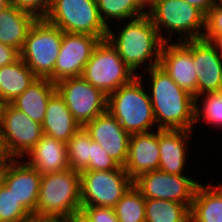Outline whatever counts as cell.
<instances>
[{"instance_id": "cell-42", "label": "cell", "mask_w": 222, "mask_h": 222, "mask_svg": "<svg viewBox=\"0 0 222 222\" xmlns=\"http://www.w3.org/2000/svg\"><path fill=\"white\" fill-rule=\"evenodd\" d=\"M72 222H87L80 214Z\"/></svg>"}, {"instance_id": "cell-8", "label": "cell", "mask_w": 222, "mask_h": 222, "mask_svg": "<svg viewBox=\"0 0 222 222\" xmlns=\"http://www.w3.org/2000/svg\"><path fill=\"white\" fill-rule=\"evenodd\" d=\"M81 76L107 96L136 77L107 39L95 46Z\"/></svg>"}, {"instance_id": "cell-13", "label": "cell", "mask_w": 222, "mask_h": 222, "mask_svg": "<svg viewBox=\"0 0 222 222\" xmlns=\"http://www.w3.org/2000/svg\"><path fill=\"white\" fill-rule=\"evenodd\" d=\"M99 42L97 36L63 32L59 55L53 69V83L81 76Z\"/></svg>"}, {"instance_id": "cell-35", "label": "cell", "mask_w": 222, "mask_h": 222, "mask_svg": "<svg viewBox=\"0 0 222 222\" xmlns=\"http://www.w3.org/2000/svg\"><path fill=\"white\" fill-rule=\"evenodd\" d=\"M222 34V5L218 2L206 15V28L203 38L211 41L216 35Z\"/></svg>"}, {"instance_id": "cell-17", "label": "cell", "mask_w": 222, "mask_h": 222, "mask_svg": "<svg viewBox=\"0 0 222 222\" xmlns=\"http://www.w3.org/2000/svg\"><path fill=\"white\" fill-rule=\"evenodd\" d=\"M192 55L197 72V96L222 91V56L204 39H192Z\"/></svg>"}, {"instance_id": "cell-1", "label": "cell", "mask_w": 222, "mask_h": 222, "mask_svg": "<svg viewBox=\"0 0 222 222\" xmlns=\"http://www.w3.org/2000/svg\"><path fill=\"white\" fill-rule=\"evenodd\" d=\"M115 26L118 30L115 31L113 27L108 28L106 39L136 76L143 69L147 71L159 65L164 41L147 12L133 19L117 22Z\"/></svg>"}, {"instance_id": "cell-10", "label": "cell", "mask_w": 222, "mask_h": 222, "mask_svg": "<svg viewBox=\"0 0 222 222\" xmlns=\"http://www.w3.org/2000/svg\"><path fill=\"white\" fill-rule=\"evenodd\" d=\"M0 132L9 159H23L43 136L42 124L10 103L3 106Z\"/></svg>"}, {"instance_id": "cell-43", "label": "cell", "mask_w": 222, "mask_h": 222, "mask_svg": "<svg viewBox=\"0 0 222 222\" xmlns=\"http://www.w3.org/2000/svg\"><path fill=\"white\" fill-rule=\"evenodd\" d=\"M3 106H4V103L0 100V126H1V116H2Z\"/></svg>"}, {"instance_id": "cell-6", "label": "cell", "mask_w": 222, "mask_h": 222, "mask_svg": "<svg viewBox=\"0 0 222 222\" xmlns=\"http://www.w3.org/2000/svg\"><path fill=\"white\" fill-rule=\"evenodd\" d=\"M63 31L45 19H37L29 29L20 58L37 78L53 82V69L59 55Z\"/></svg>"}, {"instance_id": "cell-40", "label": "cell", "mask_w": 222, "mask_h": 222, "mask_svg": "<svg viewBox=\"0 0 222 222\" xmlns=\"http://www.w3.org/2000/svg\"><path fill=\"white\" fill-rule=\"evenodd\" d=\"M9 160V157L6 154V151L4 150L1 132H0V167L6 163Z\"/></svg>"}, {"instance_id": "cell-18", "label": "cell", "mask_w": 222, "mask_h": 222, "mask_svg": "<svg viewBox=\"0 0 222 222\" xmlns=\"http://www.w3.org/2000/svg\"><path fill=\"white\" fill-rule=\"evenodd\" d=\"M193 131L195 130L159 129V170L173 175L188 174L186 168L189 166L186 165L188 151L191 150L188 146L193 143L190 141Z\"/></svg>"}, {"instance_id": "cell-5", "label": "cell", "mask_w": 222, "mask_h": 222, "mask_svg": "<svg viewBox=\"0 0 222 222\" xmlns=\"http://www.w3.org/2000/svg\"><path fill=\"white\" fill-rule=\"evenodd\" d=\"M147 13L164 42H181L204 36L206 15L185 0H151L147 4ZM172 35L178 39L172 40Z\"/></svg>"}, {"instance_id": "cell-7", "label": "cell", "mask_w": 222, "mask_h": 222, "mask_svg": "<svg viewBox=\"0 0 222 222\" xmlns=\"http://www.w3.org/2000/svg\"><path fill=\"white\" fill-rule=\"evenodd\" d=\"M44 19L67 33L88 34L100 40L106 39L108 34L96 0H51Z\"/></svg>"}, {"instance_id": "cell-26", "label": "cell", "mask_w": 222, "mask_h": 222, "mask_svg": "<svg viewBox=\"0 0 222 222\" xmlns=\"http://www.w3.org/2000/svg\"><path fill=\"white\" fill-rule=\"evenodd\" d=\"M96 1L99 16L107 28H112V25L115 27V22L133 19L142 16L147 12V5L142 0ZM111 22H113V24Z\"/></svg>"}, {"instance_id": "cell-12", "label": "cell", "mask_w": 222, "mask_h": 222, "mask_svg": "<svg viewBox=\"0 0 222 222\" xmlns=\"http://www.w3.org/2000/svg\"><path fill=\"white\" fill-rule=\"evenodd\" d=\"M200 182L190 175H173L157 169L142 173L133 180V185L145 199L176 201L191 209Z\"/></svg>"}, {"instance_id": "cell-44", "label": "cell", "mask_w": 222, "mask_h": 222, "mask_svg": "<svg viewBox=\"0 0 222 222\" xmlns=\"http://www.w3.org/2000/svg\"><path fill=\"white\" fill-rule=\"evenodd\" d=\"M146 5L151 1V0H142Z\"/></svg>"}, {"instance_id": "cell-37", "label": "cell", "mask_w": 222, "mask_h": 222, "mask_svg": "<svg viewBox=\"0 0 222 222\" xmlns=\"http://www.w3.org/2000/svg\"><path fill=\"white\" fill-rule=\"evenodd\" d=\"M190 5L200 9L205 15L208 14L209 10L217 3L218 0H185Z\"/></svg>"}, {"instance_id": "cell-23", "label": "cell", "mask_w": 222, "mask_h": 222, "mask_svg": "<svg viewBox=\"0 0 222 222\" xmlns=\"http://www.w3.org/2000/svg\"><path fill=\"white\" fill-rule=\"evenodd\" d=\"M37 18L9 4L0 10V43L16 48L24 45L29 29Z\"/></svg>"}, {"instance_id": "cell-16", "label": "cell", "mask_w": 222, "mask_h": 222, "mask_svg": "<svg viewBox=\"0 0 222 222\" xmlns=\"http://www.w3.org/2000/svg\"><path fill=\"white\" fill-rule=\"evenodd\" d=\"M84 128L91 139L121 166L127 162L131 134L123 129L118 120L107 110L88 122Z\"/></svg>"}, {"instance_id": "cell-9", "label": "cell", "mask_w": 222, "mask_h": 222, "mask_svg": "<svg viewBox=\"0 0 222 222\" xmlns=\"http://www.w3.org/2000/svg\"><path fill=\"white\" fill-rule=\"evenodd\" d=\"M132 185L123 166L111 171H81L82 206L114 207Z\"/></svg>"}, {"instance_id": "cell-34", "label": "cell", "mask_w": 222, "mask_h": 222, "mask_svg": "<svg viewBox=\"0 0 222 222\" xmlns=\"http://www.w3.org/2000/svg\"><path fill=\"white\" fill-rule=\"evenodd\" d=\"M51 0H9V4L34 15L37 19H44L49 11Z\"/></svg>"}, {"instance_id": "cell-22", "label": "cell", "mask_w": 222, "mask_h": 222, "mask_svg": "<svg viewBox=\"0 0 222 222\" xmlns=\"http://www.w3.org/2000/svg\"><path fill=\"white\" fill-rule=\"evenodd\" d=\"M56 91L55 84L47 78H36L34 82L10 104L26 113L33 121L43 124L48 100Z\"/></svg>"}, {"instance_id": "cell-45", "label": "cell", "mask_w": 222, "mask_h": 222, "mask_svg": "<svg viewBox=\"0 0 222 222\" xmlns=\"http://www.w3.org/2000/svg\"><path fill=\"white\" fill-rule=\"evenodd\" d=\"M217 2L222 5V0H218Z\"/></svg>"}, {"instance_id": "cell-28", "label": "cell", "mask_w": 222, "mask_h": 222, "mask_svg": "<svg viewBox=\"0 0 222 222\" xmlns=\"http://www.w3.org/2000/svg\"><path fill=\"white\" fill-rule=\"evenodd\" d=\"M198 123L209 124L211 128L216 126L222 131V91L195 97V128Z\"/></svg>"}, {"instance_id": "cell-31", "label": "cell", "mask_w": 222, "mask_h": 222, "mask_svg": "<svg viewBox=\"0 0 222 222\" xmlns=\"http://www.w3.org/2000/svg\"><path fill=\"white\" fill-rule=\"evenodd\" d=\"M32 215L0 181V222H26Z\"/></svg>"}, {"instance_id": "cell-33", "label": "cell", "mask_w": 222, "mask_h": 222, "mask_svg": "<svg viewBox=\"0 0 222 222\" xmlns=\"http://www.w3.org/2000/svg\"><path fill=\"white\" fill-rule=\"evenodd\" d=\"M80 215L87 222H119L113 207L81 206Z\"/></svg>"}, {"instance_id": "cell-29", "label": "cell", "mask_w": 222, "mask_h": 222, "mask_svg": "<svg viewBox=\"0 0 222 222\" xmlns=\"http://www.w3.org/2000/svg\"><path fill=\"white\" fill-rule=\"evenodd\" d=\"M145 197L132 185L113 207L119 222H145Z\"/></svg>"}, {"instance_id": "cell-36", "label": "cell", "mask_w": 222, "mask_h": 222, "mask_svg": "<svg viewBox=\"0 0 222 222\" xmlns=\"http://www.w3.org/2000/svg\"><path fill=\"white\" fill-rule=\"evenodd\" d=\"M20 58V52L11 46L0 43V67L10 65Z\"/></svg>"}, {"instance_id": "cell-38", "label": "cell", "mask_w": 222, "mask_h": 222, "mask_svg": "<svg viewBox=\"0 0 222 222\" xmlns=\"http://www.w3.org/2000/svg\"><path fill=\"white\" fill-rule=\"evenodd\" d=\"M26 222H68V221L64 219H58V218H39V217L32 216Z\"/></svg>"}, {"instance_id": "cell-41", "label": "cell", "mask_w": 222, "mask_h": 222, "mask_svg": "<svg viewBox=\"0 0 222 222\" xmlns=\"http://www.w3.org/2000/svg\"><path fill=\"white\" fill-rule=\"evenodd\" d=\"M9 5V0H0V10Z\"/></svg>"}, {"instance_id": "cell-14", "label": "cell", "mask_w": 222, "mask_h": 222, "mask_svg": "<svg viewBox=\"0 0 222 222\" xmlns=\"http://www.w3.org/2000/svg\"><path fill=\"white\" fill-rule=\"evenodd\" d=\"M41 176L23 159H9L0 167V181L34 217Z\"/></svg>"}, {"instance_id": "cell-3", "label": "cell", "mask_w": 222, "mask_h": 222, "mask_svg": "<svg viewBox=\"0 0 222 222\" xmlns=\"http://www.w3.org/2000/svg\"><path fill=\"white\" fill-rule=\"evenodd\" d=\"M80 172L67 169L41 176L35 217L72 222L81 211Z\"/></svg>"}, {"instance_id": "cell-24", "label": "cell", "mask_w": 222, "mask_h": 222, "mask_svg": "<svg viewBox=\"0 0 222 222\" xmlns=\"http://www.w3.org/2000/svg\"><path fill=\"white\" fill-rule=\"evenodd\" d=\"M190 222H222V183H200L190 209Z\"/></svg>"}, {"instance_id": "cell-39", "label": "cell", "mask_w": 222, "mask_h": 222, "mask_svg": "<svg viewBox=\"0 0 222 222\" xmlns=\"http://www.w3.org/2000/svg\"><path fill=\"white\" fill-rule=\"evenodd\" d=\"M210 42L214 45L217 52L222 56V34L216 35Z\"/></svg>"}, {"instance_id": "cell-30", "label": "cell", "mask_w": 222, "mask_h": 222, "mask_svg": "<svg viewBox=\"0 0 222 222\" xmlns=\"http://www.w3.org/2000/svg\"><path fill=\"white\" fill-rule=\"evenodd\" d=\"M89 157H91V136L81 126L67 142L69 168L78 172L84 171L89 165Z\"/></svg>"}, {"instance_id": "cell-25", "label": "cell", "mask_w": 222, "mask_h": 222, "mask_svg": "<svg viewBox=\"0 0 222 222\" xmlns=\"http://www.w3.org/2000/svg\"><path fill=\"white\" fill-rule=\"evenodd\" d=\"M37 77L19 58L14 63L0 67V100L11 103L22 94Z\"/></svg>"}, {"instance_id": "cell-2", "label": "cell", "mask_w": 222, "mask_h": 222, "mask_svg": "<svg viewBox=\"0 0 222 222\" xmlns=\"http://www.w3.org/2000/svg\"><path fill=\"white\" fill-rule=\"evenodd\" d=\"M144 72L149 79L146 89L157 128L195 130V97L180 88L159 65Z\"/></svg>"}, {"instance_id": "cell-11", "label": "cell", "mask_w": 222, "mask_h": 222, "mask_svg": "<svg viewBox=\"0 0 222 222\" xmlns=\"http://www.w3.org/2000/svg\"><path fill=\"white\" fill-rule=\"evenodd\" d=\"M55 88L82 127L107 111L108 96L82 76L61 80Z\"/></svg>"}, {"instance_id": "cell-15", "label": "cell", "mask_w": 222, "mask_h": 222, "mask_svg": "<svg viewBox=\"0 0 222 222\" xmlns=\"http://www.w3.org/2000/svg\"><path fill=\"white\" fill-rule=\"evenodd\" d=\"M159 66L180 88L197 97L198 76L194 68L192 40L164 42Z\"/></svg>"}, {"instance_id": "cell-21", "label": "cell", "mask_w": 222, "mask_h": 222, "mask_svg": "<svg viewBox=\"0 0 222 222\" xmlns=\"http://www.w3.org/2000/svg\"><path fill=\"white\" fill-rule=\"evenodd\" d=\"M80 127L63 98L55 91L48 100L42 124L43 134L67 143Z\"/></svg>"}, {"instance_id": "cell-27", "label": "cell", "mask_w": 222, "mask_h": 222, "mask_svg": "<svg viewBox=\"0 0 222 222\" xmlns=\"http://www.w3.org/2000/svg\"><path fill=\"white\" fill-rule=\"evenodd\" d=\"M145 222H190V208L176 201L146 199Z\"/></svg>"}, {"instance_id": "cell-32", "label": "cell", "mask_w": 222, "mask_h": 222, "mask_svg": "<svg viewBox=\"0 0 222 222\" xmlns=\"http://www.w3.org/2000/svg\"><path fill=\"white\" fill-rule=\"evenodd\" d=\"M121 165L102 149L101 145L91 139V157L89 165L84 171H111Z\"/></svg>"}, {"instance_id": "cell-4", "label": "cell", "mask_w": 222, "mask_h": 222, "mask_svg": "<svg viewBox=\"0 0 222 222\" xmlns=\"http://www.w3.org/2000/svg\"><path fill=\"white\" fill-rule=\"evenodd\" d=\"M144 80L148 79L141 73L108 95L107 110L129 134L158 129Z\"/></svg>"}, {"instance_id": "cell-19", "label": "cell", "mask_w": 222, "mask_h": 222, "mask_svg": "<svg viewBox=\"0 0 222 222\" xmlns=\"http://www.w3.org/2000/svg\"><path fill=\"white\" fill-rule=\"evenodd\" d=\"M159 129L131 134L129 153L123 166L127 174L134 180L145 172L159 169Z\"/></svg>"}, {"instance_id": "cell-20", "label": "cell", "mask_w": 222, "mask_h": 222, "mask_svg": "<svg viewBox=\"0 0 222 222\" xmlns=\"http://www.w3.org/2000/svg\"><path fill=\"white\" fill-rule=\"evenodd\" d=\"M23 160L41 175L69 169L67 143L43 134Z\"/></svg>"}]
</instances>
